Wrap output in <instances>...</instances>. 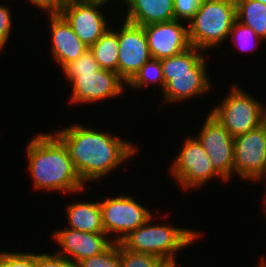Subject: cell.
Masks as SVG:
<instances>
[{
  "mask_svg": "<svg viewBox=\"0 0 266 267\" xmlns=\"http://www.w3.org/2000/svg\"><path fill=\"white\" fill-rule=\"evenodd\" d=\"M143 27L153 59L172 57L191 47L187 22L174 19Z\"/></svg>",
  "mask_w": 266,
  "mask_h": 267,
  "instance_id": "cell-15",
  "label": "cell"
},
{
  "mask_svg": "<svg viewBox=\"0 0 266 267\" xmlns=\"http://www.w3.org/2000/svg\"><path fill=\"white\" fill-rule=\"evenodd\" d=\"M75 267H121L120 243L113 242L102 253L81 260Z\"/></svg>",
  "mask_w": 266,
  "mask_h": 267,
  "instance_id": "cell-25",
  "label": "cell"
},
{
  "mask_svg": "<svg viewBox=\"0 0 266 267\" xmlns=\"http://www.w3.org/2000/svg\"><path fill=\"white\" fill-rule=\"evenodd\" d=\"M69 104L82 106L109 102L116 97L120 99L124 92L127 94V83L118 73L100 69L94 73L79 74L70 85Z\"/></svg>",
  "mask_w": 266,
  "mask_h": 267,
  "instance_id": "cell-9",
  "label": "cell"
},
{
  "mask_svg": "<svg viewBox=\"0 0 266 267\" xmlns=\"http://www.w3.org/2000/svg\"><path fill=\"white\" fill-rule=\"evenodd\" d=\"M49 22L50 58L62 70L89 49L62 15H47Z\"/></svg>",
  "mask_w": 266,
  "mask_h": 267,
  "instance_id": "cell-16",
  "label": "cell"
},
{
  "mask_svg": "<svg viewBox=\"0 0 266 267\" xmlns=\"http://www.w3.org/2000/svg\"><path fill=\"white\" fill-rule=\"evenodd\" d=\"M117 22L121 24L118 25V74L128 83L139 69L152 59V56L143 26L129 23L123 19Z\"/></svg>",
  "mask_w": 266,
  "mask_h": 267,
  "instance_id": "cell-13",
  "label": "cell"
},
{
  "mask_svg": "<svg viewBox=\"0 0 266 267\" xmlns=\"http://www.w3.org/2000/svg\"><path fill=\"white\" fill-rule=\"evenodd\" d=\"M25 148L27 172L32 187L39 192L54 194H79L92 188L86 187L75 170L69 151L53 132L35 133Z\"/></svg>",
  "mask_w": 266,
  "mask_h": 267,
  "instance_id": "cell-2",
  "label": "cell"
},
{
  "mask_svg": "<svg viewBox=\"0 0 266 267\" xmlns=\"http://www.w3.org/2000/svg\"><path fill=\"white\" fill-rule=\"evenodd\" d=\"M84 200L68 202L64 211L67 221L65 227L82 232L105 233L99 200Z\"/></svg>",
  "mask_w": 266,
  "mask_h": 267,
  "instance_id": "cell-18",
  "label": "cell"
},
{
  "mask_svg": "<svg viewBox=\"0 0 266 267\" xmlns=\"http://www.w3.org/2000/svg\"><path fill=\"white\" fill-rule=\"evenodd\" d=\"M0 267H36V252L0 250Z\"/></svg>",
  "mask_w": 266,
  "mask_h": 267,
  "instance_id": "cell-26",
  "label": "cell"
},
{
  "mask_svg": "<svg viewBox=\"0 0 266 267\" xmlns=\"http://www.w3.org/2000/svg\"><path fill=\"white\" fill-rule=\"evenodd\" d=\"M260 258L261 259H259V263L255 267H266V258L264 257V255Z\"/></svg>",
  "mask_w": 266,
  "mask_h": 267,
  "instance_id": "cell-33",
  "label": "cell"
},
{
  "mask_svg": "<svg viewBox=\"0 0 266 267\" xmlns=\"http://www.w3.org/2000/svg\"><path fill=\"white\" fill-rule=\"evenodd\" d=\"M125 6L120 18L138 26L175 19L173 0H129Z\"/></svg>",
  "mask_w": 266,
  "mask_h": 267,
  "instance_id": "cell-17",
  "label": "cell"
},
{
  "mask_svg": "<svg viewBox=\"0 0 266 267\" xmlns=\"http://www.w3.org/2000/svg\"><path fill=\"white\" fill-rule=\"evenodd\" d=\"M100 69L101 67L94 54L88 49L77 60L68 63L60 72L62 71L61 74H64L63 78H66L69 85L79 74L94 73Z\"/></svg>",
  "mask_w": 266,
  "mask_h": 267,
  "instance_id": "cell-23",
  "label": "cell"
},
{
  "mask_svg": "<svg viewBox=\"0 0 266 267\" xmlns=\"http://www.w3.org/2000/svg\"><path fill=\"white\" fill-rule=\"evenodd\" d=\"M260 126L265 130L266 132V101L261 106V120H260Z\"/></svg>",
  "mask_w": 266,
  "mask_h": 267,
  "instance_id": "cell-32",
  "label": "cell"
},
{
  "mask_svg": "<svg viewBox=\"0 0 266 267\" xmlns=\"http://www.w3.org/2000/svg\"><path fill=\"white\" fill-rule=\"evenodd\" d=\"M234 177L252 184L266 178V132L261 126L234 137Z\"/></svg>",
  "mask_w": 266,
  "mask_h": 267,
  "instance_id": "cell-10",
  "label": "cell"
},
{
  "mask_svg": "<svg viewBox=\"0 0 266 267\" xmlns=\"http://www.w3.org/2000/svg\"><path fill=\"white\" fill-rule=\"evenodd\" d=\"M9 5L2 4L0 2V51H5L6 44H8L9 38L12 35L13 29V13Z\"/></svg>",
  "mask_w": 266,
  "mask_h": 267,
  "instance_id": "cell-27",
  "label": "cell"
},
{
  "mask_svg": "<svg viewBox=\"0 0 266 267\" xmlns=\"http://www.w3.org/2000/svg\"><path fill=\"white\" fill-rule=\"evenodd\" d=\"M100 129L94 125L90 127V124L87 127L82 123H72L53 131L67 147L73 166L86 187L110 176L120 166H126L125 163L140 152L141 146L134 141Z\"/></svg>",
  "mask_w": 266,
  "mask_h": 267,
  "instance_id": "cell-1",
  "label": "cell"
},
{
  "mask_svg": "<svg viewBox=\"0 0 266 267\" xmlns=\"http://www.w3.org/2000/svg\"><path fill=\"white\" fill-rule=\"evenodd\" d=\"M24 1V0H23ZM27 4L30 6H35L36 10L38 9L46 15H61L63 8L65 7L67 0H26Z\"/></svg>",
  "mask_w": 266,
  "mask_h": 267,
  "instance_id": "cell-30",
  "label": "cell"
},
{
  "mask_svg": "<svg viewBox=\"0 0 266 267\" xmlns=\"http://www.w3.org/2000/svg\"><path fill=\"white\" fill-rule=\"evenodd\" d=\"M228 42L232 43L231 45H235L234 48H237L238 51L249 53L256 52L260 43L263 41L251 27H248L242 23H240L237 19L233 23L231 27L230 34L228 37Z\"/></svg>",
  "mask_w": 266,
  "mask_h": 267,
  "instance_id": "cell-22",
  "label": "cell"
},
{
  "mask_svg": "<svg viewBox=\"0 0 266 267\" xmlns=\"http://www.w3.org/2000/svg\"><path fill=\"white\" fill-rule=\"evenodd\" d=\"M235 21V0H202L197 12L187 23L191 46L206 53L221 48L228 41Z\"/></svg>",
  "mask_w": 266,
  "mask_h": 267,
  "instance_id": "cell-5",
  "label": "cell"
},
{
  "mask_svg": "<svg viewBox=\"0 0 266 267\" xmlns=\"http://www.w3.org/2000/svg\"><path fill=\"white\" fill-rule=\"evenodd\" d=\"M258 1H260V2H262V3H264V4H266V0H258Z\"/></svg>",
  "mask_w": 266,
  "mask_h": 267,
  "instance_id": "cell-36",
  "label": "cell"
},
{
  "mask_svg": "<svg viewBox=\"0 0 266 267\" xmlns=\"http://www.w3.org/2000/svg\"><path fill=\"white\" fill-rule=\"evenodd\" d=\"M203 119L195 137L209 155L213 169L229 184L234 178V137L210 112Z\"/></svg>",
  "mask_w": 266,
  "mask_h": 267,
  "instance_id": "cell-11",
  "label": "cell"
},
{
  "mask_svg": "<svg viewBox=\"0 0 266 267\" xmlns=\"http://www.w3.org/2000/svg\"><path fill=\"white\" fill-rule=\"evenodd\" d=\"M207 59L210 60V53L194 46L172 57L161 59L165 81V88L161 92V104L194 101V98L214 92V84L210 81L213 79H209L208 75Z\"/></svg>",
  "mask_w": 266,
  "mask_h": 267,
  "instance_id": "cell-3",
  "label": "cell"
},
{
  "mask_svg": "<svg viewBox=\"0 0 266 267\" xmlns=\"http://www.w3.org/2000/svg\"><path fill=\"white\" fill-rule=\"evenodd\" d=\"M263 206L261 207L262 208V211L263 212V216L266 218V204H262Z\"/></svg>",
  "mask_w": 266,
  "mask_h": 267,
  "instance_id": "cell-35",
  "label": "cell"
},
{
  "mask_svg": "<svg viewBox=\"0 0 266 267\" xmlns=\"http://www.w3.org/2000/svg\"><path fill=\"white\" fill-rule=\"evenodd\" d=\"M54 230L52 240L59 246L56 253L67 258L74 265L102 253L113 243L106 233L82 232L65 226Z\"/></svg>",
  "mask_w": 266,
  "mask_h": 267,
  "instance_id": "cell-14",
  "label": "cell"
},
{
  "mask_svg": "<svg viewBox=\"0 0 266 267\" xmlns=\"http://www.w3.org/2000/svg\"><path fill=\"white\" fill-rule=\"evenodd\" d=\"M150 85L160 87L158 88L161 90L159 92H162L165 88L161 60L152 58L146 62L127 83V88L139 92L145 90V88L148 89L147 87Z\"/></svg>",
  "mask_w": 266,
  "mask_h": 267,
  "instance_id": "cell-21",
  "label": "cell"
},
{
  "mask_svg": "<svg viewBox=\"0 0 266 267\" xmlns=\"http://www.w3.org/2000/svg\"><path fill=\"white\" fill-rule=\"evenodd\" d=\"M121 267H171L163 259L126 249L120 243Z\"/></svg>",
  "mask_w": 266,
  "mask_h": 267,
  "instance_id": "cell-24",
  "label": "cell"
},
{
  "mask_svg": "<svg viewBox=\"0 0 266 267\" xmlns=\"http://www.w3.org/2000/svg\"><path fill=\"white\" fill-rule=\"evenodd\" d=\"M229 92L222 96L218 104L209 111L229 131L230 135L247 134L260 126L262 98L245 91L243 87L233 84Z\"/></svg>",
  "mask_w": 266,
  "mask_h": 267,
  "instance_id": "cell-7",
  "label": "cell"
},
{
  "mask_svg": "<svg viewBox=\"0 0 266 267\" xmlns=\"http://www.w3.org/2000/svg\"><path fill=\"white\" fill-rule=\"evenodd\" d=\"M177 155L168 165L170 178L178 184L183 193L203 189L214 179L227 182L213 169L209 155L194 135H186Z\"/></svg>",
  "mask_w": 266,
  "mask_h": 267,
  "instance_id": "cell-6",
  "label": "cell"
},
{
  "mask_svg": "<svg viewBox=\"0 0 266 267\" xmlns=\"http://www.w3.org/2000/svg\"><path fill=\"white\" fill-rule=\"evenodd\" d=\"M110 5L97 0H67L61 15L70 24L79 39L89 48L110 28ZM106 8V9H105ZM105 14V15H104Z\"/></svg>",
  "mask_w": 266,
  "mask_h": 267,
  "instance_id": "cell-12",
  "label": "cell"
},
{
  "mask_svg": "<svg viewBox=\"0 0 266 267\" xmlns=\"http://www.w3.org/2000/svg\"><path fill=\"white\" fill-rule=\"evenodd\" d=\"M43 252L36 253V267H75L70 260L56 252L51 254Z\"/></svg>",
  "mask_w": 266,
  "mask_h": 267,
  "instance_id": "cell-29",
  "label": "cell"
},
{
  "mask_svg": "<svg viewBox=\"0 0 266 267\" xmlns=\"http://www.w3.org/2000/svg\"><path fill=\"white\" fill-rule=\"evenodd\" d=\"M97 1H99L100 3H104V4H107V5H111L112 7H114L113 6V4L114 3H118L117 5L118 6H116L115 8H121L120 10H118V11H122L123 10V7H125V5L129 2V0H97ZM121 2V3H120ZM110 3V4H109ZM112 3V4H111ZM122 5V6H121ZM124 5V6H123Z\"/></svg>",
  "mask_w": 266,
  "mask_h": 267,
  "instance_id": "cell-31",
  "label": "cell"
},
{
  "mask_svg": "<svg viewBox=\"0 0 266 267\" xmlns=\"http://www.w3.org/2000/svg\"><path fill=\"white\" fill-rule=\"evenodd\" d=\"M114 23L89 49L102 69L118 73V23Z\"/></svg>",
  "mask_w": 266,
  "mask_h": 267,
  "instance_id": "cell-19",
  "label": "cell"
},
{
  "mask_svg": "<svg viewBox=\"0 0 266 267\" xmlns=\"http://www.w3.org/2000/svg\"><path fill=\"white\" fill-rule=\"evenodd\" d=\"M110 196L102 197L99 200L102 224L110 239L120 243L132 231L142 226L154 213L146 205L144 206L142 201L140 203V199L136 196L124 192Z\"/></svg>",
  "mask_w": 266,
  "mask_h": 267,
  "instance_id": "cell-8",
  "label": "cell"
},
{
  "mask_svg": "<svg viewBox=\"0 0 266 267\" xmlns=\"http://www.w3.org/2000/svg\"><path fill=\"white\" fill-rule=\"evenodd\" d=\"M265 184L266 183V178L262 181V184ZM266 185V184H265ZM264 189H266V186H265V188ZM265 192H264V194H263V196H261L262 197V204H266V190H264Z\"/></svg>",
  "mask_w": 266,
  "mask_h": 267,
  "instance_id": "cell-34",
  "label": "cell"
},
{
  "mask_svg": "<svg viewBox=\"0 0 266 267\" xmlns=\"http://www.w3.org/2000/svg\"><path fill=\"white\" fill-rule=\"evenodd\" d=\"M175 19L187 22L195 15L202 0H173Z\"/></svg>",
  "mask_w": 266,
  "mask_h": 267,
  "instance_id": "cell-28",
  "label": "cell"
},
{
  "mask_svg": "<svg viewBox=\"0 0 266 267\" xmlns=\"http://www.w3.org/2000/svg\"><path fill=\"white\" fill-rule=\"evenodd\" d=\"M236 19L251 27L266 42V4L258 0H235Z\"/></svg>",
  "mask_w": 266,
  "mask_h": 267,
  "instance_id": "cell-20",
  "label": "cell"
},
{
  "mask_svg": "<svg viewBox=\"0 0 266 267\" xmlns=\"http://www.w3.org/2000/svg\"><path fill=\"white\" fill-rule=\"evenodd\" d=\"M157 212L159 213V211H154L153 216L120 243L128 250L150 254L163 259L171 267H180L181 264L178 266L177 263L179 261L177 256H180L178 253L196 244L195 242L202 239L205 233L204 231L200 232L201 230L196 231L194 228H182L180 225L176 227L171 223L167 224L164 219L169 220L171 212L166 213L165 217L159 216L161 213L158 214ZM157 215L160 218L158 220L163 219L165 222L160 224L159 221L156 222Z\"/></svg>",
  "mask_w": 266,
  "mask_h": 267,
  "instance_id": "cell-4",
  "label": "cell"
}]
</instances>
